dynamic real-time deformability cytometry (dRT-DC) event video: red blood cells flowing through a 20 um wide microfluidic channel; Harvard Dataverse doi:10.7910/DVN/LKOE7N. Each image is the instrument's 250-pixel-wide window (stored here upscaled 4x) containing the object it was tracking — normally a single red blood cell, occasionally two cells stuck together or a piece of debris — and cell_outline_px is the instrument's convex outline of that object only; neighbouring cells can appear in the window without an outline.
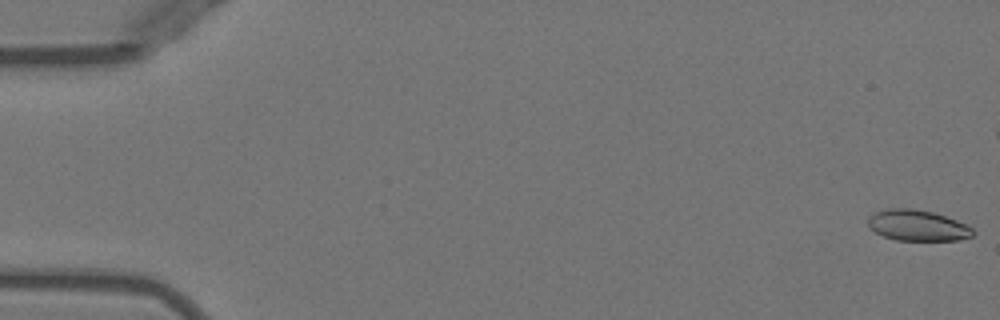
{"species": "Egyptian fruit bat (a non-hibernating species)", "species_latin": "Rousettus aegyptiacus", "temperature_condition": "warm", "stored_images_in_passage": 43, "camera_frame_rate_fps": 3000, "um_per_image_px": 0.085, "animal": {"sex": "female"}, "frame": {"image": 1, "passage_image": 1, "time_ms": 0.0, "image_size_px": [1000, 320], "cell_outline_px": [[976, 232], [972, 236], [956, 240], [896, 240], [884, 236], [868, 228], [868, 216], [876, 212], [888, 208], [912, 208], [932, 212], [968, 224]], "centroid_in_image_um": [77.98, 19.16], "position_along_channel_um": 7.0, "area_um2": 18.9}}
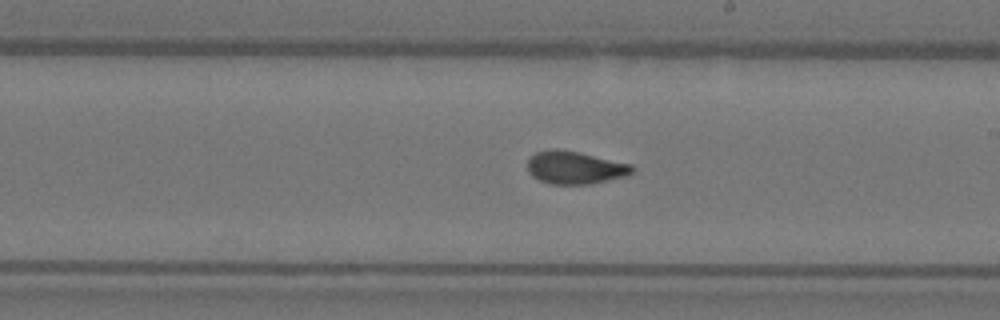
{"frame": {"image": 2, "passage_image": 30, "time_ms": 9.667, "image_size_px": [1000, 320], "cell_outline_px": [[636, 168], [628, 176], [588, 184], [548, 184], [532, 176], [528, 172], [528, 160], [536, 152], [552, 148], [556, 148], [580, 152], [632, 164]], "centroid_in_image_um": [48.89, 14.24], "position_along_channel_um": 240.1, "area_um2": 20.17}}
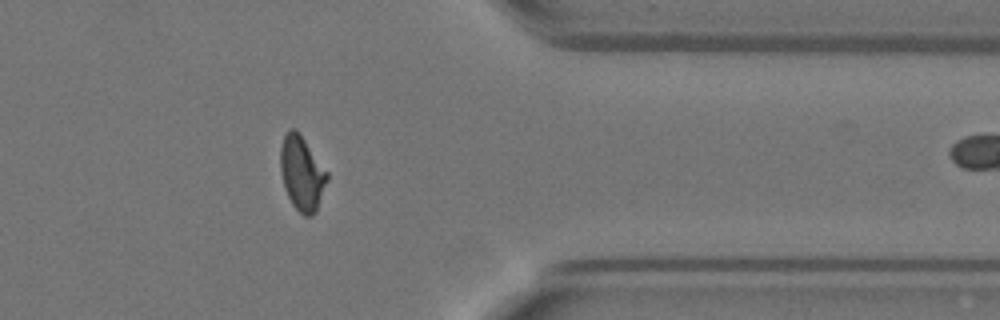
{"frame": {"image": 3, "passage_image": 42, "time_ms": 13.667, "image_size_px": [1000, 320], "cell_outline_px": [[328, 180], [316, 212], [312, 216], [304, 216], [292, 204], [284, 188], [280, 168], [280, 148], [284, 136], [288, 128], [296, 128], [328, 172]], "centroid_in_image_um": [25.66, 14.72], "position_along_channel_um": 385.7, "area_um2": 20.35}}